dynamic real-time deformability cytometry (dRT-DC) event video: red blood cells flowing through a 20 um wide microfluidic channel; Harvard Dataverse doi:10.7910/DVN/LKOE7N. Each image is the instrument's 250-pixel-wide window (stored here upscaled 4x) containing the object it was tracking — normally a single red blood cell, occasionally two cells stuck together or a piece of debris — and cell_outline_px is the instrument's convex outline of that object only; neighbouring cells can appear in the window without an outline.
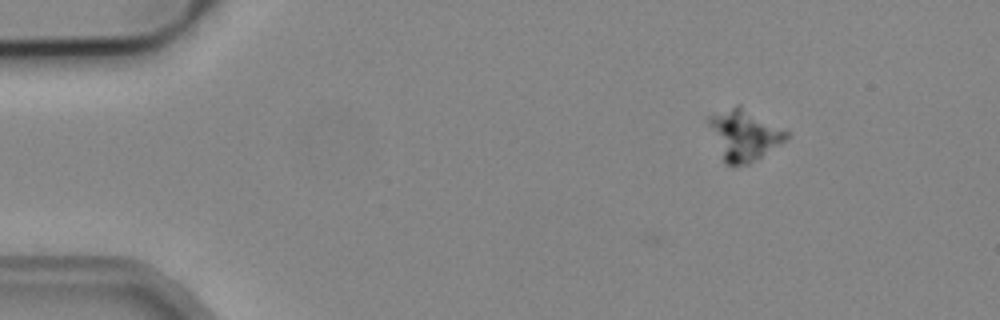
{"species": "common noctule bat (a hibernating species)", "species_latin": "Nyctalus noctula", "temperature_condition": "cold", "stored_images_in_passage": 13, "camera_frame_rate_fps": 3000, "um_per_image_px": 0.085, "animal": {"sex": "male", "body_mass_g": 19.2, "forearm_length_mm": 51.8}, "frame": {"image": 1, "passage_image": 4, "time_ms": 1.0, "image_size_px": [1000, 320], "cell_outline_px": [[788, 140], [748, 164], [724, 164], [708, 120], [708, 116], [736, 104], [740, 104], [788, 132]], "centroid_in_image_um": [63.27, 11.45], "position_along_channel_um": 21.7, "area_um2": 22.6}}
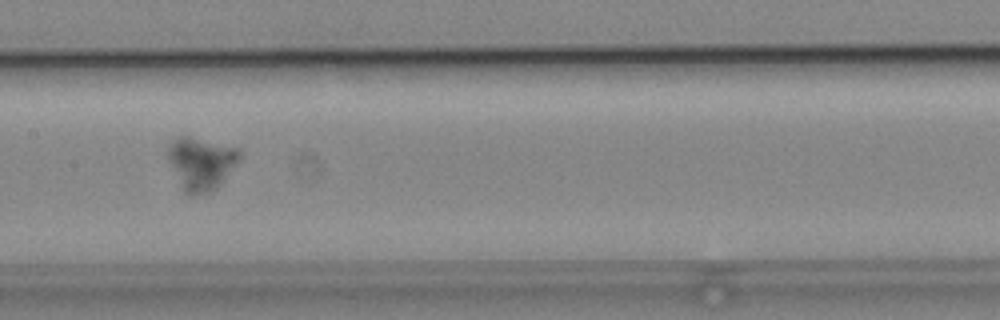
{"frame": {"image": 2, "passage_image": 9, "time_ms": 2.667, "image_size_px": [1000, 320], "cell_outline_px": [[240, 160], [224, 180], [216, 188], [208, 192], [192, 196], [188, 196], [180, 188], [168, 160], [168, 144], [176, 136], [188, 136], [240, 148]], "centroid_in_image_um": [17.07, 13.9], "position_along_channel_um": 190.3, "area_um2": 22.31}}
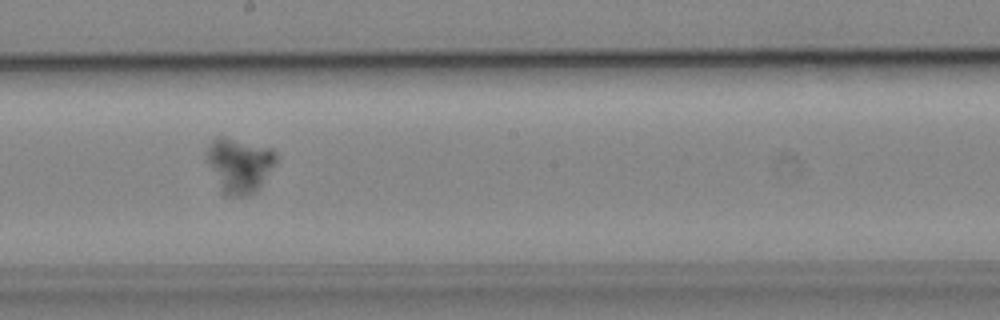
{"frame": {"image": 3, "passage_image": 10, "time_ms": 3.0, "image_size_px": [1000, 320], "cell_outline_px": [[276, 164], [256, 192], [248, 196], [224, 196], [204, 156], [212, 140], [216, 136], [224, 136], [272, 148], [276, 152]], "centroid_in_image_um": [20.35, 14.03], "position_along_channel_um": 227.9, "area_um2": 22.37}}